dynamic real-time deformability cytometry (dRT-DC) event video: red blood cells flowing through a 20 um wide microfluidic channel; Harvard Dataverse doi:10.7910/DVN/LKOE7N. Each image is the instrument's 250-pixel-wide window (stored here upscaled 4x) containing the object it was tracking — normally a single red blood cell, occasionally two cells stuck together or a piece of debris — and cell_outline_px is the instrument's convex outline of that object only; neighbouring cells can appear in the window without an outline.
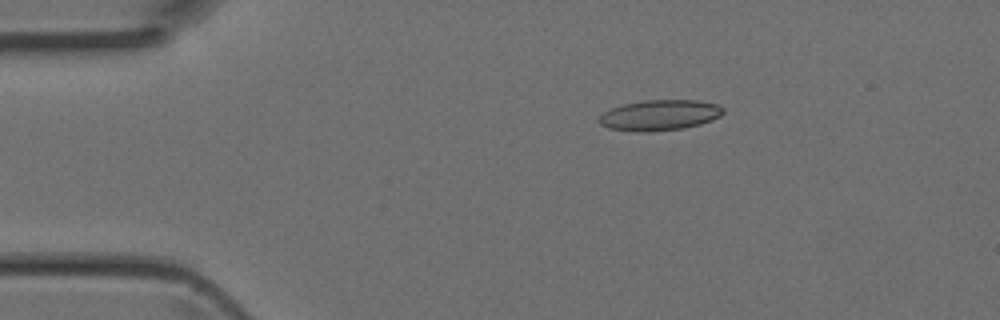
{"species": "Egyptian fruit bat (a non-hibernating species)", "species_latin": "Rousettus aegyptiacus", "temperature_condition": "room temperature", "stored_images_in_passage": 5, "camera_frame_rate_fps": 3000, "um_per_image_px": 0.085, "animal": {"sex": "female"}, "frame": {"image": 1, "passage_image": 3, "time_ms": 0.667, "image_size_px": [1000, 320], "cell_outline_px": [[724, 112], [720, 116], [712, 120], [700, 124], [680, 128], [648, 132], [636, 132], [608, 128], [600, 124], [596, 120], [604, 112], [612, 108], [624, 104], [644, 100], [696, 100], [716, 104], [724, 108]], "centroid_in_image_um": [56.05, 9.79], "position_along_channel_um": 29.0, "area_um2": 22.08}}
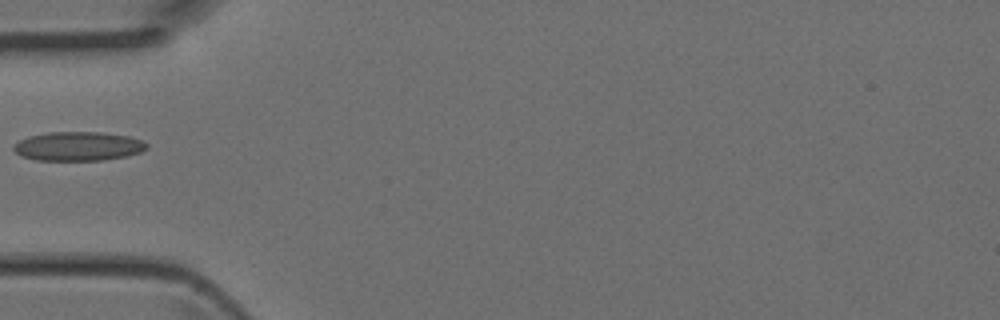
{"frame": {"image": 2, "passage_image": 5, "time_ms": 1.333, "image_size_px": [1000, 320], "cell_outline_px": [[148, 148], [140, 152], [124, 156], [100, 160], [36, 160], [20, 156], [12, 148], [20, 140], [28, 136], [48, 132], [100, 132], [128, 136], [144, 140], [148, 144]], "centroid_in_image_um": [6.65, 12.42], "position_along_channel_um": 78.4, "area_um2": 22.48}}